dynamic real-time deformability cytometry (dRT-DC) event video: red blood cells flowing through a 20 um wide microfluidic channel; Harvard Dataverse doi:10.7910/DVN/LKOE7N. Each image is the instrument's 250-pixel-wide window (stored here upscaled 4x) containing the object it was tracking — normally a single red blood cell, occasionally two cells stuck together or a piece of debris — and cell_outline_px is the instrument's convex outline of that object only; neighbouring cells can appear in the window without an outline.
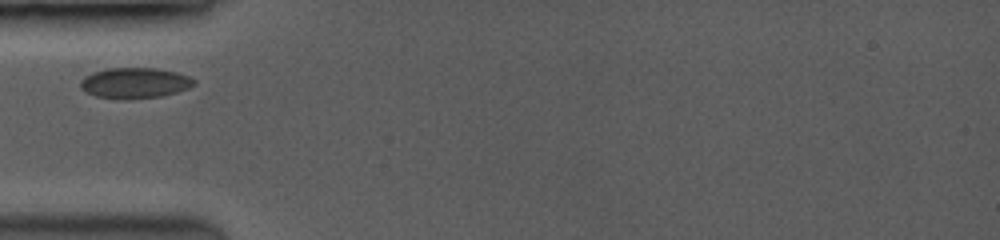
{"species": "common noctule bat (a hibernating species)", "species_latin": "Nyctalus noctula", "temperature_condition": "room temperature", "stored_images_in_passage": 13, "camera_frame_rate_fps": 3500, "um_per_image_px": 0.085, "animal": {"sex": "female", "body_mass_g": 19.0, "forearm_length_mm": 53.3}, "frame": {"image": 1, "passage_image": 1, "time_ms": 0.0, "image_size_px": [1000, 240], "cell_outline_px": [[196, 84], [188, 88], [176, 92], [160, 96], [96, 96], [80, 88], [80, 80], [84, 76], [92, 72], [108, 68], [156, 68], [176, 72], [188, 76], [196, 80]], "centroid_in_image_um": [11.47, 6.99], "position_along_channel_um": 73.5, "area_um2": 19.42}}
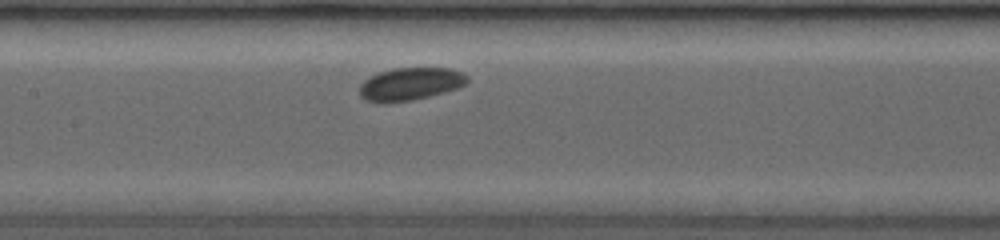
{"frame": {"image": 2, "passage_image": 11, "time_ms": 2.571, "image_size_px": [1000, 240], "cell_outline_px": [[468, 80], [464, 84], [456, 88], [408, 100], [368, 100], [360, 96], [360, 84], [364, 80], [380, 72], [392, 68], [452, 68], [464, 72], [468, 76]], "centroid_in_image_um": [34.92, 7.07], "position_along_channel_um": 172.5, "area_um2": 19.59}}